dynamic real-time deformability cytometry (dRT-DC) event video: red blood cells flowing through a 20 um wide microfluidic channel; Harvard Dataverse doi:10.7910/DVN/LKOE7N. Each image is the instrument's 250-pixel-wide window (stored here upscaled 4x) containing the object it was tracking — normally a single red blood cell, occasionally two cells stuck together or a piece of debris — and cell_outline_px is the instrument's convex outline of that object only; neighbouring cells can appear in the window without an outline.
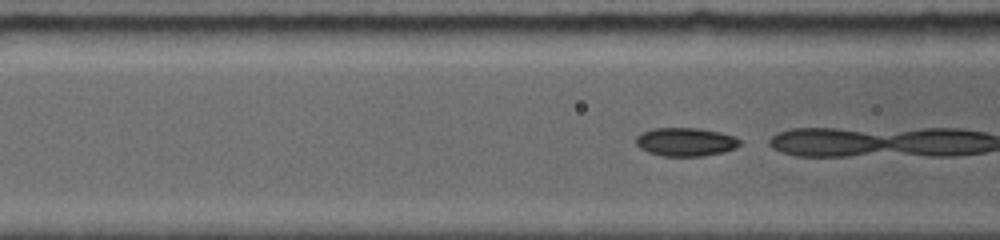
{"species": "common noctule bat (a hibernating species)", "species_latin": "Nyctalus noctula", "temperature_condition": "room temperature", "stored_images_in_passage": 35, "camera_frame_rate_fps": 5000, "um_per_image_px": 0.085, "animal": {"sex": "female", "body_mass_g": 19.0, "forearm_length_mm": 56.7}, "frame": {"image": 1, "passage_image": 6, "time_ms": 0.8, "image_size_px": [1000, 240], "cell_outline_px": [[740, 144], [736, 148], [724, 152], [704, 156], [664, 156], [648, 152], [640, 148], [636, 144], [636, 136], [652, 128], [696, 128], [720, 132], [736, 136], [740, 140]], "centroid_in_image_um": [58.3, 12.06], "position_along_channel_um": 108.3, "area_um2": 17.28}}